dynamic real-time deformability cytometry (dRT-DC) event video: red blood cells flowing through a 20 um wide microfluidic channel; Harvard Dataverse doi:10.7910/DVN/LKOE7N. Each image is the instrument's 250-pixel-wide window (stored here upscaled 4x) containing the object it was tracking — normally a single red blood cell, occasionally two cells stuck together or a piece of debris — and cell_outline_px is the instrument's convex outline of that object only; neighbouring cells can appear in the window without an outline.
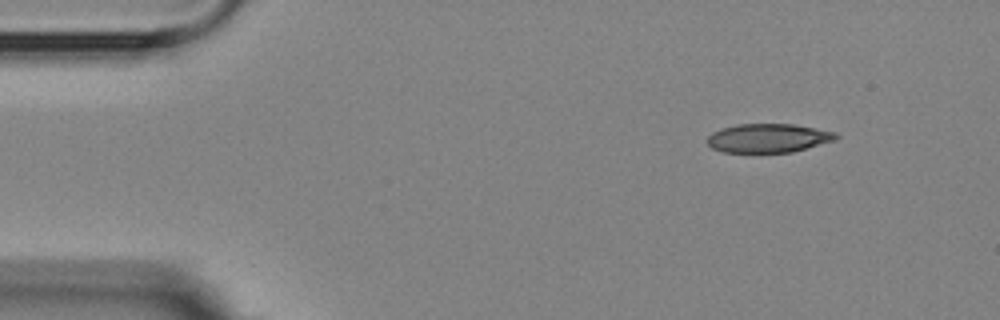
{"species": "Egyptian fruit bat (a non-hibernating species)", "species_latin": "Rousettus aegyptiacus", "temperature_condition": "room temperature", "stored_images_in_passage": 3, "camera_frame_rate_fps": 3000, "um_per_image_px": 0.085, "animal": {"sex": "female"}, "frame": {"image": 1, "passage_image": 1, "time_ms": 0.0, "image_size_px": [1000, 320], "cell_outline_px": [[840, 136], [836, 140], [792, 152], [724, 152], [712, 148], [708, 144], [708, 136], [712, 132], [720, 128], [736, 124], [792, 124], [836, 132]], "centroid_in_image_um": [65.3, 11.73], "position_along_channel_um": 19.7, "area_um2": 21.62}}